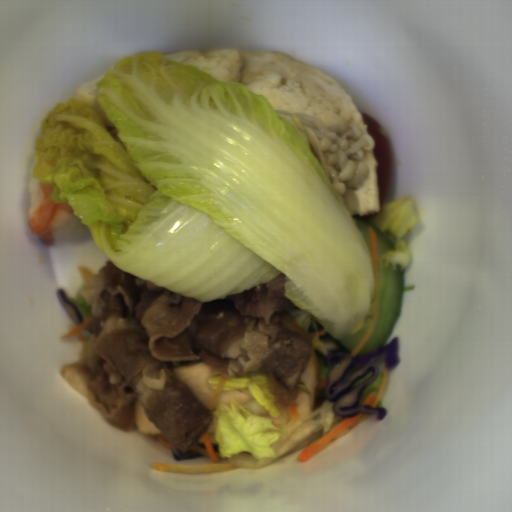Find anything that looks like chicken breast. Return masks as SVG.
Listing matches in <instances>:
<instances>
[{
	"label": "chicken breast",
	"instance_id": "1",
	"mask_svg": "<svg viewBox=\"0 0 512 512\" xmlns=\"http://www.w3.org/2000/svg\"><path fill=\"white\" fill-rule=\"evenodd\" d=\"M281 317L279 322L281 325L290 329L291 331H298L305 339L311 343V356L310 361L307 365L305 372L300 376L297 389L289 391L284 385L277 379L273 372H265L259 369L257 372H246L244 367L241 365L240 372L235 375H230L227 370V365H216L211 366L207 362L201 360L186 361L184 363H170V369L174 372L178 379L187 387H189L200 402L211 411L212 422L206 432L209 435L211 444H220L214 438L215 430V418L213 411L217 409L218 403L231 407V398L235 399L241 405H246L251 413L257 416H264L270 418L272 424L277 428H282L286 423L294 420L288 415V408L290 403H297L296 411L299 418H305L310 416L315 404L317 396V349L312 335L306 329L304 325L299 323L297 320L286 314L280 312ZM266 374L272 382V388L270 393L277 395L275 401L276 406L282 412V416L279 418H273L269 415L268 411H265L263 406H260L258 402L253 398L247 388L223 391V384L225 379H231V377L241 378L249 377L253 374ZM221 375L223 378L220 381L217 390H212L206 378L208 376Z\"/></svg>",
	"mask_w": 512,
	"mask_h": 512
},
{
	"label": "chicken breast",
	"instance_id": "2",
	"mask_svg": "<svg viewBox=\"0 0 512 512\" xmlns=\"http://www.w3.org/2000/svg\"><path fill=\"white\" fill-rule=\"evenodd\" d=\"M134 425L140 433L143 435H161L160 429H158L153 422L148 420L144 415V409L139 402H134Z\"/></svg>",
	"mask_w": 512,
	"mask_h": 512
},
{
	"label": "chicken breast",
	"instance_id": "3",
	"mask_svg": "<svg viewBox=\"0 0 512 512\" xmlns=\"http://www.w3.org/2000/svg\"><path fill=\"white\" fill-rule=\"evenodd\" d=\"M195 443H205V440H204L203 435H201V436L196 440V442H195Z\"/></svg>",
	"mask_w": 512,
	"mask_h": 512
}]
</instances>
